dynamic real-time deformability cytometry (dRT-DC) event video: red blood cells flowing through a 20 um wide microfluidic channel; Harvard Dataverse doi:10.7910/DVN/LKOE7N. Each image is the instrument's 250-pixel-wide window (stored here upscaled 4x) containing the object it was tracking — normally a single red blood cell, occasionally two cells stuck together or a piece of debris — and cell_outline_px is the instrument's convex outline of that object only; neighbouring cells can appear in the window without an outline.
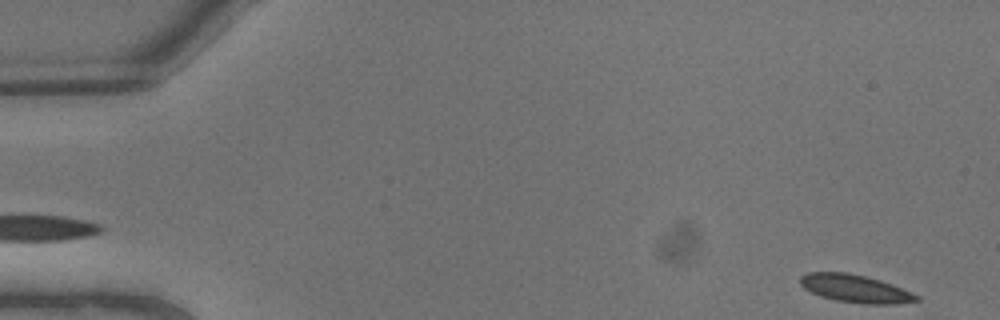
{"species": "common noctule bat (a hibernating species)", "species_latin": "Nyctalus noctula", "temperature_condition": "warm", "stored_images_in_passage": 3, "segment_of_instrument_passage": [2, 2], "camera_frame_rate_fps": 3000, "um_per_image_px": 0.085, "animal": {"sex": "male", "body_mass_g": 13.3}, "frame": {"image": 1, "passage_image": 3, "time_ms": 0.667, "image_size_px": [1000, 320], "cell_outline_px": [[920, 300], [896, 304], [864, 304], [836, 300], [820, 296], [804, 288], [800, 284], [800, 276], [808, 272], [848, 272], [880, 280], [892, 284], [912, 292], [920, 296]], "centroid_in_image_um": [72.71, 24.53], "position_along_channel_um": 12.3, "area_um2": 18.9}}